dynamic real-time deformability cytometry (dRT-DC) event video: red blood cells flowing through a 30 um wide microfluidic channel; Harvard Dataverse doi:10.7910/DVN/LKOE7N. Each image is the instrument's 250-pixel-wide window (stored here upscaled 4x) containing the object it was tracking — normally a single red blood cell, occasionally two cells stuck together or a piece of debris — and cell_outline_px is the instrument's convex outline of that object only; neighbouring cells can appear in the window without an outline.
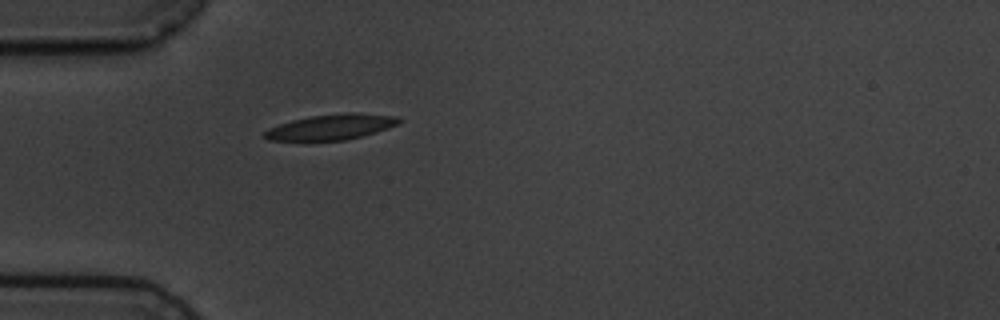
{"species": "common noctule bat (a hibernating species)", "species_latin": "Nyctalus noctula", "temperature_condition": "cold", "stored_images_in_passage": 1, "camera_frame_rate_fps": 3000, "um_per_image_px": 0.085, "animal": {"sex": "male", "body_mass_g": 19.5, "forearm_length_mm": 54.6}, "frame": {"image": 1, "passage_image": 1, "time_ms": 0.0, "image_size_px": [1000, 320], "cell_outline_px": [[404, 120], [388, 128], [376, 132], [344, 140], [304, 144], [268, 140], [260, 136], [268, 128], [292, 120], [312, 116], [348, 112], [360, 112], [396, 116]], "centroid_in_image_um": [28.04, 10.85], "position_along_channel_um": 57.0, "area_um2": 20.98}}